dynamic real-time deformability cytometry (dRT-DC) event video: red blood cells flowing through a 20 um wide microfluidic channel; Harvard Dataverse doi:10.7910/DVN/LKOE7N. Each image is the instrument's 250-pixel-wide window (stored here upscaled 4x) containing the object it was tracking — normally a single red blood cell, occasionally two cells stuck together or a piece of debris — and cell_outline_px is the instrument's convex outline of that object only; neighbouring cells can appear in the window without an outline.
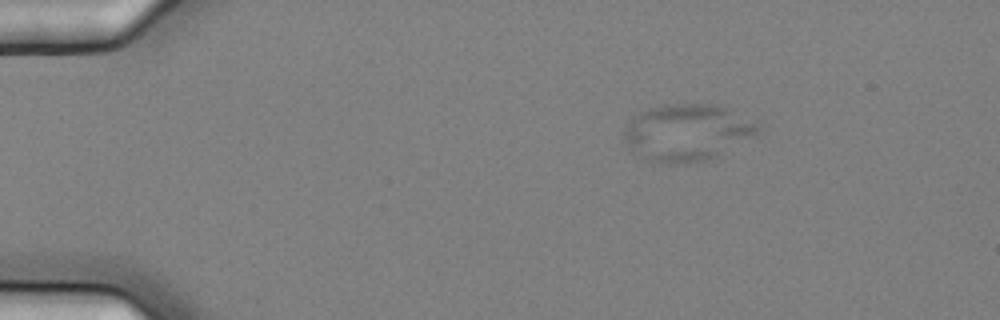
{"species": "common noctule bat (a hibernating species)", "species_latin": "Nyctalus noctula", "temperature_condition": "cold", "stored_images_in_passage": 13, "camera_frame_rate_fps": 3000, "um_per_image_px": 0.085, "animal": {"sex": "female", "body_mass_g": 25.1}, "frame": {"image": 1, "passage_image": 1, "time_ms": 0.0, "image_size_px": [1000, 320], "cell_outline_px": [[760, 128], [756, 136], [708, 160], [688, 164], [668, 164], [636, 160], [628, 148], [624, 136], [624, 132], [628, 120], [632, 116], [640, 112], [664, 104], [716, 104], [760, 124]], "centroid_in_image_um": [58.33, 11.3], "position_along_channel_um": 26.7, "area_um2": 45.03}}
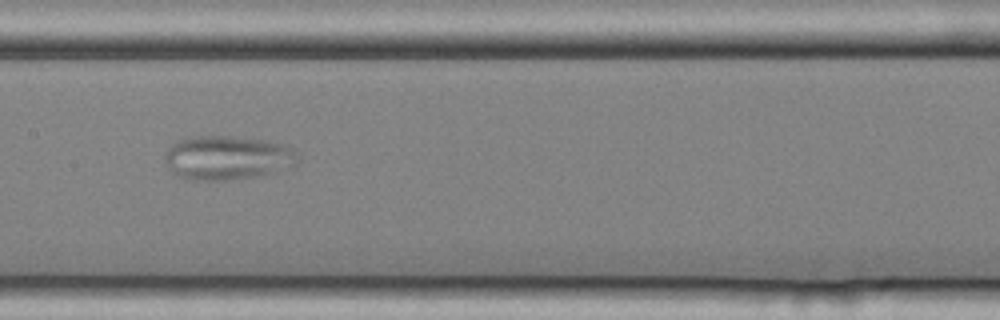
{"frame": {"image": 2, "passage_image": 6, "time_ms": 1.667, "image_size_px": [1000, 320], "cell_outline_px": [[300, 160], [296, 164], [260, 176], [224, 180], [192, 180], [176, 176], [172, 172], [164, 160], [164, 152], [172, 144], [180, 140], [192, 136], [232, 136], [268, 140], [284, 144], [292, 148], [300, 156]], "centroid_in_image_um": [19.32, 13.4], "position_along_channel_um": 188.1, "area_um2": 34.45}}
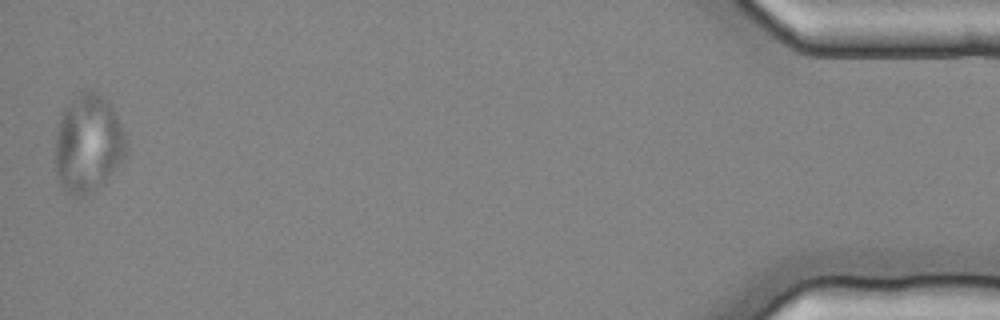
{"frame": {"image": 3, "passage_image": 13, "time_ms": 4.0, "image_size_px": [1000, 320], "cell_outline_px": [[128, 152], [104, 184], [80, 196], [72, 196], [60, 184], [56, 172], [56, 128], [60, 116], [64, 108], [80, 92], [96, 92], [108, 100], [128, 140]], "centroid_in_image_um": [7.5, 12.21], "position_along_channel_um": 427.7, "area_um2": 40.4}}